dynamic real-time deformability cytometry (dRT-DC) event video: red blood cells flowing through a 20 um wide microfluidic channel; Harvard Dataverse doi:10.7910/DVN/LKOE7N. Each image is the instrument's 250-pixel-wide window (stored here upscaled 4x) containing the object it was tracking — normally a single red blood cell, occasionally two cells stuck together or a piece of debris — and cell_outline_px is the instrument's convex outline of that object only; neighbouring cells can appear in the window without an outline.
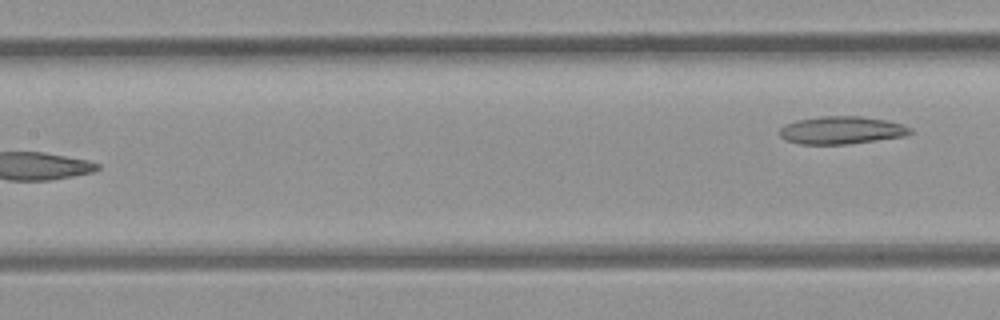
{"species": "common noctule bat (a hibernating species)", "species_latin": "Nyctalus noctula", "temperature_condition": "room temperature", "stored_images_in_passage": 7, "segment_of_instrument_passage": [2, 2], "camera_frame_rate_fps": 3000, "um_per_image_px": 0.085, "animal": {"sex": "female", "body_mass_g": 21.9}, "frame": {"image": 1, "passage_image": 7, "time_ms": 7.0, "image_size_px": [1000, 320], "cell_outline_px": [[912, 132], [904, 136], [848, 144], [800, 144], [784, 140], [780, 136], [780, 128], [796, 120], [820, 116], [864, 116], [904, 124], [912, 128]], "centroid_in_image_um": [71.53, 11.06], "position_along_channel_um": 135.9, "area_um2": 21.1}}